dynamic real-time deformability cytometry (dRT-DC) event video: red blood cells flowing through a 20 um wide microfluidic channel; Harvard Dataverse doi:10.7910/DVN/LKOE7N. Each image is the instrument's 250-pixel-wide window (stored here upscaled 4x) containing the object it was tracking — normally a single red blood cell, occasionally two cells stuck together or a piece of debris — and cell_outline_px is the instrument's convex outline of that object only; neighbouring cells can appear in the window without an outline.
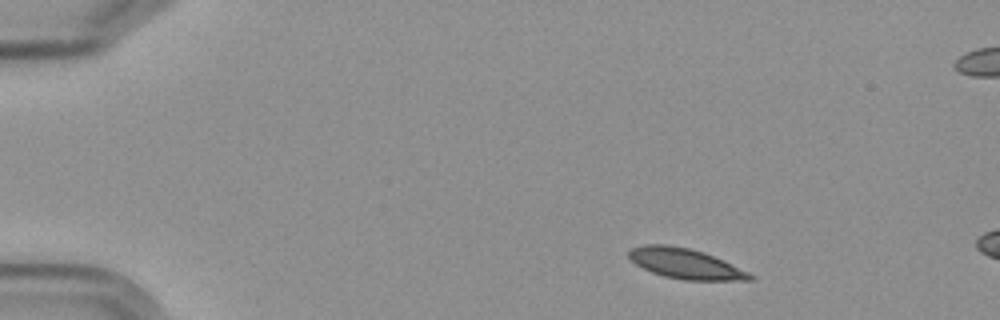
{"species": "Egyptian fruit bat (a non-hibernating species)", "species_latin": "Rousettus aegyptiacus", "temperature_condition": "cold", "stored_images_in_passage": 3, "camera_frame_rate_fps": 3000, "um_per_image_px": 0.085, "frame": {"image": 1, "passage_image": 1, "time_ms": 0.0, "image_size_px": [1000, 320], "cell_outline_px": [[756, 276], [752, 280], [684, 280], [664, 276], [652, 272], [636, 264], [628, 256], [628, 252], [632, 248], [644, 244], [668, 244], [688, 248], [704, 252], [724, 260]], "centroid_in_image_um": [58.27, 22.4], "position_along_channel_um": 26.7, "area_um2": 21.27}}